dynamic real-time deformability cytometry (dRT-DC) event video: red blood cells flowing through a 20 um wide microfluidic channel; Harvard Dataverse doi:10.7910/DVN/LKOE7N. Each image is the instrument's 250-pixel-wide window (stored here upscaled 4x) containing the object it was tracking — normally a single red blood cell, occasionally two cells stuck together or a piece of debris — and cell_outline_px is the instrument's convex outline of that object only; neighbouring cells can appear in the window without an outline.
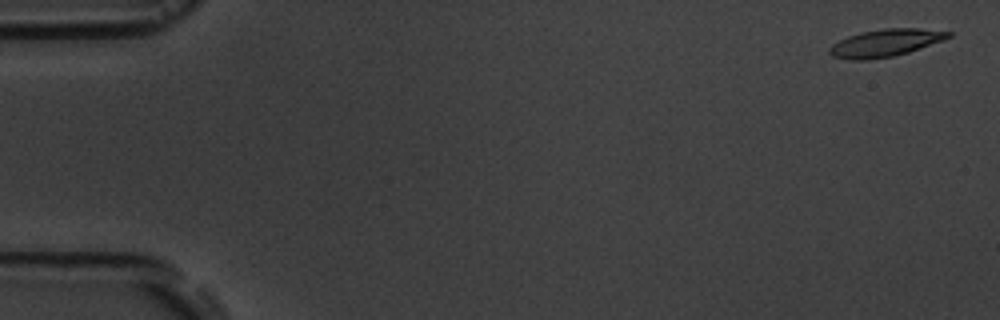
{"species": "common noctule bat (a hibernating species)", "species_latin": "Nyctalus noctula", "temperature_condition": "room temperature", "stored_images_in_passage": 4, "camera_frame_rate_fps": 3000, "um_per_image_px": 0.085, "animal": {"sex": "male", "body_mass_g": 19.5, "forearm_length_mm": 54.6}, "frame": {"image": 1, "passage_image": 1, "time_ms": 0.0, "image_size_px": [1000, 320], "cell_outline_px": [[952, 36], [908, 52], [892, 56], [868, 60], [848, 60], [832, 56], [828, 52], [828, 48], [832, 44], [848, 36], [860, 32], [884, 28], [920, 28], [952, 32]], "centroid_in_image_um": [75.2, 3.64], "position_along_channel_um": 9.8, "area_um2": 18.9}}
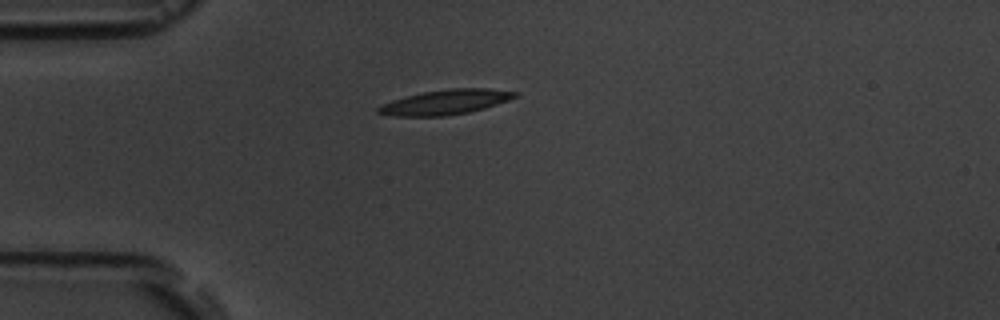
{"frame": {"image": 2, "passage_image": 4, "time_ms": 4.333, "image_size_px": [1000, 320], "cell_outline_px": [[520, 92], [516, 96], [508, 100], [484, 108], [468, 112], [444, 116], [392, 116], [376, 112], [376, 108], [380, 104], [392, 100], [420, 92], [452, 88], [488, 88]], "centroid_in_image_um": [37.83, 8.67], "position_along_channel_um": 47.2, "area_um2": 19.83}}